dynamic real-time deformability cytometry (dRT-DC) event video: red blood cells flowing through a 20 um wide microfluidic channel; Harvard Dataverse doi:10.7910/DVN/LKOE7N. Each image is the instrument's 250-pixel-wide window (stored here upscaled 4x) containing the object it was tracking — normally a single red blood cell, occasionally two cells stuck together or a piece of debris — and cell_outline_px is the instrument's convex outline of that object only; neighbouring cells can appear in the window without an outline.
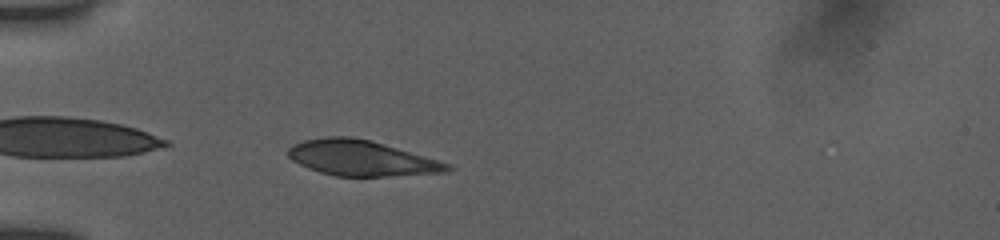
{"species": "human", "species_latin": "Homo sapiens", "temperature_condition": "room temperature", "stored_images_in_passage": 38, "camera_frame_rate_fps": 3000, "um_per_image_px": 0.085, "donor": {"sex": "female"}, "frame": {"image": 1, "passage_image": 2, "time_ms": 0.333, "image_size_px": [1000, 240], "cell_outline_px": [[456, 168], [448, 172], [388, 176], [336, 176], [320, 172], [308, 168], [292, 160], [288, 156], [288, 148], [292, 144], [304, 140], [328, 136], [348, 136], [372, 140], [452, 164]], "centroid_in_image_um": [30.75, 13.43], "position_along_channel_um": 54.3, "area_um2": 33.06}}
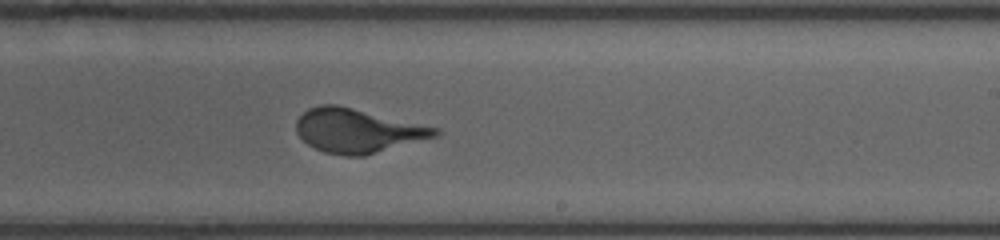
{"frame": {"image": 2, "passage_image": 19, "time_ms": 6.0, "image_size_px": [1000, 240], "cell_outline_px": [[440, 136], [364, 156], [344, 156], [324, 152], [308, 144], [296, 132], [296, 120], [308, 108], [320, 104], [336, 104], [440, 128]], "centroid_in_image_um": [30.42, 11.11], "position_along_channel_um": 258.6, "area_um2": 35.78}}
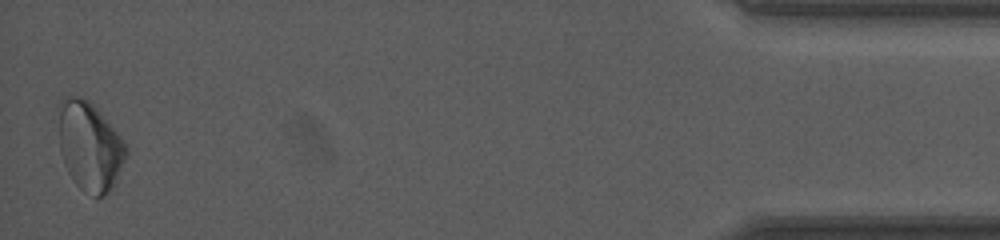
{"frame": {"image": 3, "passage_image": 38, "time_ms": 12.333, "image_size_px": [1000, 240], "cell_outline_px": [[128, 152], [112, 192], [104, 196], [96, 196], [84, 192], [76, 184], [68, 172], [64, 164], [60, 152], [56, 108], [56, 104], [64, 96], [80, 96], [88, 100], [100, 112], [120, 136], [128, 148]], "centroid_in_image_um": [7.59, 12.41], "position_along_channel_um": 427.6, "area_um2": 35.72}}